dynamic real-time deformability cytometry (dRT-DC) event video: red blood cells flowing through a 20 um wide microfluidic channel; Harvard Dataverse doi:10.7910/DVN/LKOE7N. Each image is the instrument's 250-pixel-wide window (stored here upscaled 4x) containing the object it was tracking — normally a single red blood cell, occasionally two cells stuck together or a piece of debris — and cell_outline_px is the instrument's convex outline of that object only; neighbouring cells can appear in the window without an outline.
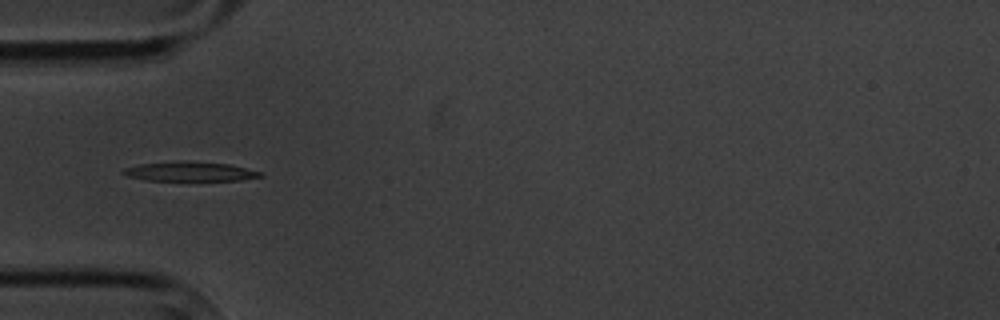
{"species": "common noctule bat (a hibernating species)", "species_latin": "Nyctalus noctula", "temperature_condition": "cold", "stored_images_in_passage": 2, "camera_frame_rate_fps": 3000, "um_per_image_px": 0.085, "animal": {"sex": "male", "body_mass_g": 20.1, "forearm_length_mm": 53.5}, "frame": {"image": 1, "passage_image": 1, "time_ms": 0.0, "image_size_px": [1000, 320], "cell_outline_px": [[264, 176], [240, 180], [144, 180], [124, 176], [120, 172], [124, 168], [140, 164], [180, 160], [184, 160], [228, 164], [264, 172]], "centroid_in_image_um": [16.11, 14.57], "position_along_channel_um": 68.9, "area_um2": 15.72}}
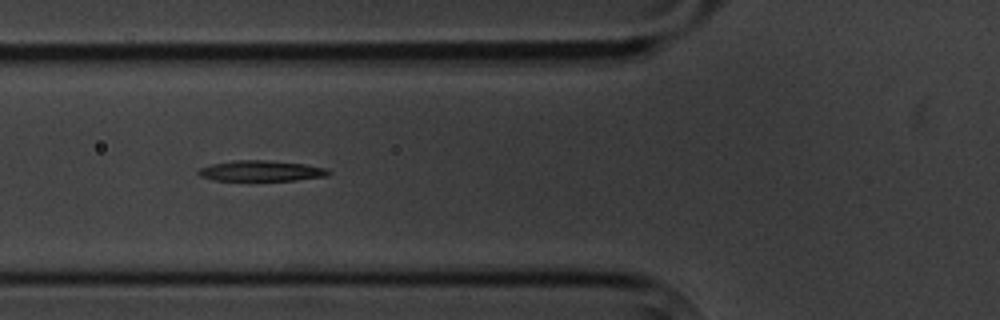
{"frame": {"image": 2, "passage_image": 2, "time_ms": 1.0, "image_size_px": [1000, 320], "cell_outline_px": [[332, 172], [328, 176], [296, 180], [212, 180], [200, 176], [196, 172], [200, 168], [212, 164], [236, 160], [264, 160], [304, 164], [324, 168]], "centroid_in_image_um": [22.19, 14.53], "position_along_channel_um": 103.6, "area_um2": 15.49}}